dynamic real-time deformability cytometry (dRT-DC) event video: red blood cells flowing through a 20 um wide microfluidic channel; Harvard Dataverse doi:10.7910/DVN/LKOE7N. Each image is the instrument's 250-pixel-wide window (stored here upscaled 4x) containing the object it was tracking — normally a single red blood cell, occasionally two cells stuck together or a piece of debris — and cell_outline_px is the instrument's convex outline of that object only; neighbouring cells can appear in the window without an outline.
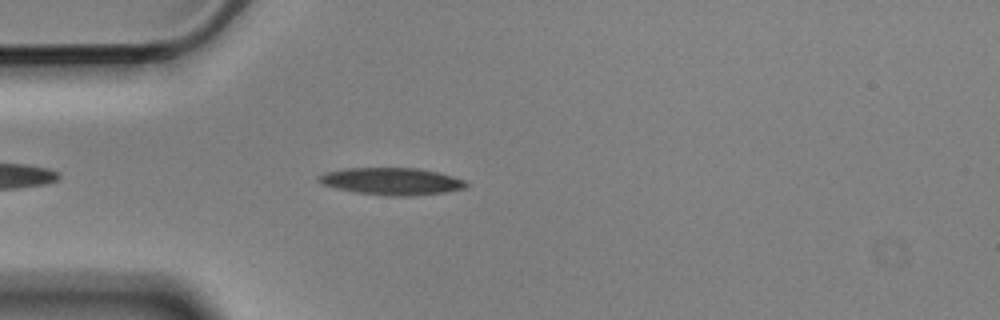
{"species": "Egyptian fruit bat (a non-hibernating species)", "species_latin": "Rousettus aegyptiacus", "temperature_condition": "cold", "stored_images_in_passage": 4, "camera_frame_rate_fps": 3000, "um_per_image_px": 0.085, "animal": {"sex": "male"}, "frame": {"image": 1, "passage_image": 4, "time_ms": 1.0, "image_size_px": [1000, 320], "cell_outline_px": [[468, 184], [464, 188], [444, 192], [408, 196], [388, 196], [356, 192], [336, 188], [320, 184], [316, 180], [316, 176], [324, 172], [344, 168], [416, 168], [436, 172], [452, 176], [464, 180]], "centroid_in_image_um": [33.2, 15.4], "position_along_channel_um": 51.8, "area_um2": 23.29}}